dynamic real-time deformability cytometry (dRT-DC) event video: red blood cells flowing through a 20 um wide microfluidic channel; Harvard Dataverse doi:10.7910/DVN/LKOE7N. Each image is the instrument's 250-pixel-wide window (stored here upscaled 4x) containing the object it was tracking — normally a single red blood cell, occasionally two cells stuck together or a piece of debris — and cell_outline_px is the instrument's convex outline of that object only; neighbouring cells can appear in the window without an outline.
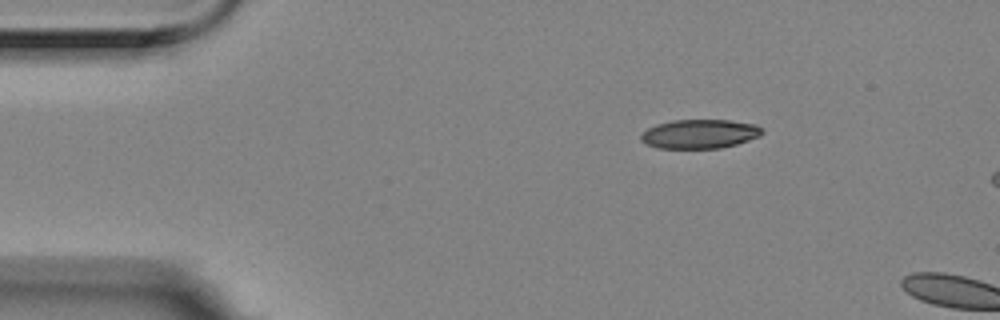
{"species": "Egyptian fruit bat (a non-hibernating species)", "species_latin": "Rousettus aegyptiacus", "temperature_condition": "room temperature", "stored_images_in_passage": 2, "camera_frame_rate_fps": 3000, "um_per_image_px": 0.085, "animal": {"sex": "female"}, "frame": {"image": 1, "passage_image": 1, "time_ms": 0.0, "image_size_px": [1000, 320], "cell_outline_px": [[764, 132], [760, 136], [736, 144], [720, 148], [656, 148], [640, 140], [640, 136], [648, 128], [672, 120], [728, 120], [756, 124]], "centroid_in_image_um": [59.49, 11.38], "position_along_channel_um": 25.5, "area_um2": 20.35}}